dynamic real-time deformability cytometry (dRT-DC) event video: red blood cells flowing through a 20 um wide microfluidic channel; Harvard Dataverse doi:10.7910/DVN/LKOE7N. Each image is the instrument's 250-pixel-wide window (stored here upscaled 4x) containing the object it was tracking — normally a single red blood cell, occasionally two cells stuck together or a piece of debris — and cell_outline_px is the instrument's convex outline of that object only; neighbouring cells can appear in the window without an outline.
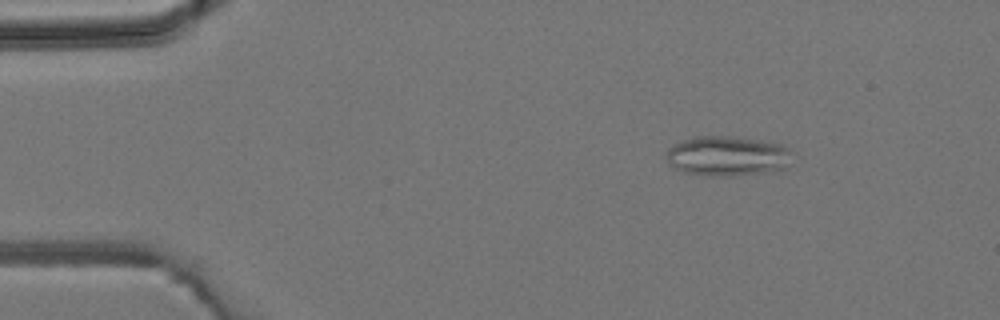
{"species": "common noctule bat (a hibernating species)", "species_latin": "Nyctalus noctula", "temperature_condition": "room temperature", "stored_images_in_passage": 4, "camera_frame_rate_fps": 3000, "um_per_image_px": 0.085, "animal": {"sex": "male", "body_mass_g": 19.2, "forearm_length_mm": 51.8}, "frame": {"image": 1, "passage_image": 2, "time_ms": 1.333, "image_size_px": [1000, 320], "cell_outline_px": [[792, 152], [788, 168], [732, 176], [704, 176], [684, 172], [676, 168], [668, 160], [668, 148], [672, 144], [696, 136], [732, 136], [780, 144], [788, 148]], "centroid_in_image_um": [61.84, 13.26], "position_along_channel_um": 23.2, "area_um2": 29.07}}